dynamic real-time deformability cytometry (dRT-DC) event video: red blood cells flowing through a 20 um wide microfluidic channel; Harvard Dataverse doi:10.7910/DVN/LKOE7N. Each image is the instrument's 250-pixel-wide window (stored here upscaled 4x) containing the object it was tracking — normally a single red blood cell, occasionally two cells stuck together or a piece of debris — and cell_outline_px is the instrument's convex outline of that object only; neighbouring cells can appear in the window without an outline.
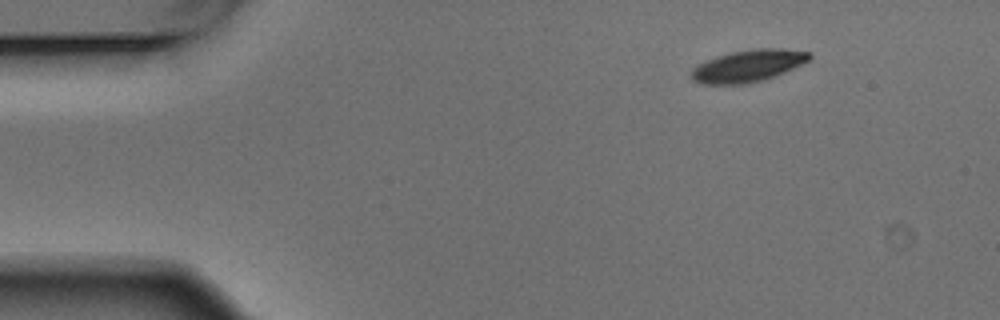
{"species": "Egyptian fruit bat (a non-hibernating species)", "species_latin": "Rousettus aegyptiacus", "temperature_condition": "warm", "stored_images_in_passage": 4, "camera_frame_rate_fps": 3000, "um_per_image_px": 0.085, "animal": {"sex": "male"}, "frame": {"image": 1, "passage_image": 1, "time_ms": 0.0, "image_size_px": [1000, 320], "cell_outline_px": [[812, 60], [784, 72], [764, 80], [748, 84], [700, 84], [692, 80], [692, 68], [696, 64], [716, 56], [732, 52], [752, 48], [784, 48], [812, 52]], "centroid_in_image_um": [63.62, 5.59], "position_along_channel_um": 21.4, "area_um2": 22.43}}